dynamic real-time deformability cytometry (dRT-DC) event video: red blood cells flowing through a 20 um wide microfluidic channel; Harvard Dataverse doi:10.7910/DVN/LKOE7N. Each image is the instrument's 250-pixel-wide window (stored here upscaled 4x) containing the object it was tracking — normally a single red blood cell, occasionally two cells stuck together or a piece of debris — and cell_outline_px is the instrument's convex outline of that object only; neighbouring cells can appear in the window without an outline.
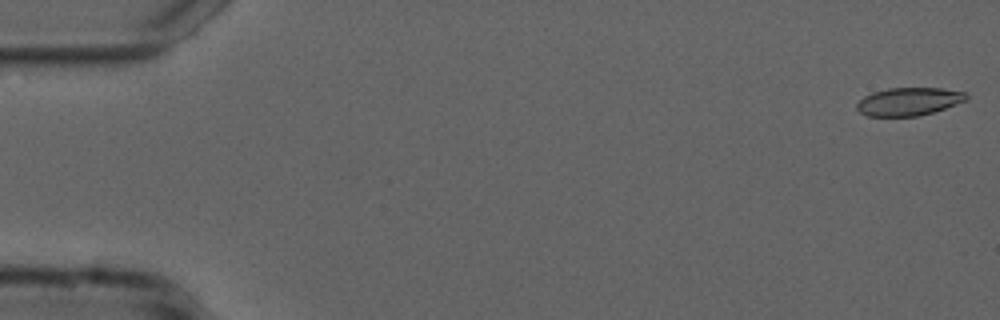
{"species": "common noctule bat (a hibernating species)", "species_latin": "Nyctalus noctula", "temperature_condition": "cold", "stored_images_in_passage": 54, "camera_frame_rate_fps": 3000, "um_per_image_px": 0.085, "animal": {"sex": "male", "forearm_length_mm": 52.5}, "frame": {"image": 1, "passage_image": 1, "time_ms": 0.0, "image_size_px": [1000, 320], "cell_outline_px": [[968, 100], [920, 116], [868, 116], [860, 112], [856, 108], [856, 104], [864, 96], [872, 92], [888, 88], [944, 88], [964, 92], [968, 96]], "centroid_in_image_um": [77.24, 8.62], "position_along_channel_um": 7.8, "area_um2": 17.86}}
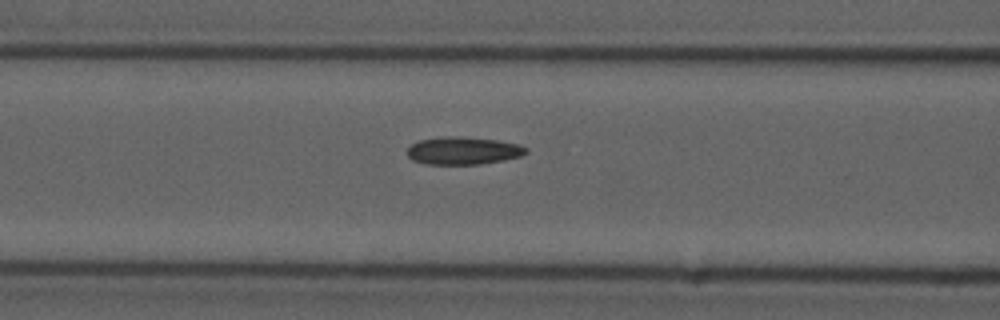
{"frame": {"image": 2, "passage_image": 22, "time_ms": 7.0, "image_size_px": [1000, 320], "cell_outline_px": [[528, 152], [520, 156], [504, 160], [480, 164], [428, 164], [412, 160], [408, 156], [408, 148], [412, 144], [420, 140], [444, 136], [452, 136], [496, 140], [520, 144], [528, 148]], "centroid_in_image_um": [39.39, 12.81], "position_along_channel_um": 127.2, "area_um2": 19.02}}
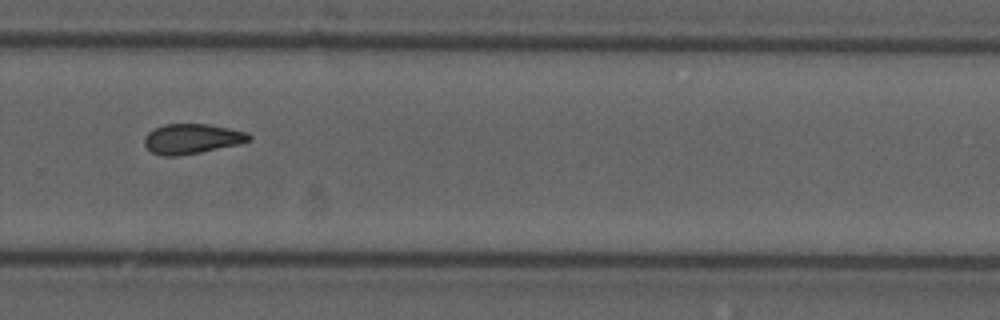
{"frame": {"image": 3, "passage_image": 37, "time_ms": 12.0, "image_size_px": [1000, 320], "cell_outline_px": [[252, 140], [240, 144], [180, 156], [160, 156], [152, 152], [144, 144], [144, 136], [148, 132], [164, 124], [208, 124], [244, 132], [252, 136]], "centroid_in_image_um": [16.29, 11.81], "position_along_channel_um": 313.5, "area_um2": 18.21}, "authors_computed_cell_mechanics": {"area_um2": 18.3804, "velocity_mm_per_s": 3.7337, "shape_relaxation_time_tau1_ms": null, "shape_relaxation_time_tau2_ms": 2.6013, "deformation_change_tau1": null, "deformation_change_tau2": 0.0811}}